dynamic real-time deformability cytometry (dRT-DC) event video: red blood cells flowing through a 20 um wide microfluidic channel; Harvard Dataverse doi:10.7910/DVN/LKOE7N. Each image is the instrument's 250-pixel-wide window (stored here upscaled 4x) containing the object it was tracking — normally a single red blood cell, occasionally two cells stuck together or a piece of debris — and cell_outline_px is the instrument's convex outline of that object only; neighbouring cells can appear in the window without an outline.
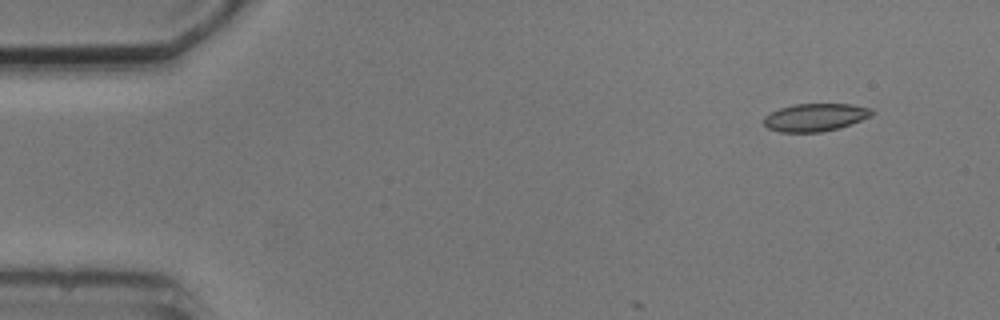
{"species": "common noctule bat (a hibernating species)", "species_latin": "Nyctalus noctula", "temperature_condition": "cold", "stored_images_in_passage": 4, "camera_frame_rate_fps": 3000, "um_per_image_px": 0.085, "animal": {"sex": "male", "body_mass_g": 20.5, "forearm_length_mm": 52.5}, "frame": {"image": 1, "passage_image": 2, "time_ms": 1.333, "image_size_px": [1000, 320], "cell_outline_px": [[876, 112], [872, 116], [840, 128], [820, 132], [780, 132], [768, 128], [764, 124], [764, 116], [780, 108], [792, 104], [852, 104], [872, 108]], "centroid_in_image_um": [69.34, 9.97], "position_along_channel_um": 15.7, "area_um2": 17.63}}